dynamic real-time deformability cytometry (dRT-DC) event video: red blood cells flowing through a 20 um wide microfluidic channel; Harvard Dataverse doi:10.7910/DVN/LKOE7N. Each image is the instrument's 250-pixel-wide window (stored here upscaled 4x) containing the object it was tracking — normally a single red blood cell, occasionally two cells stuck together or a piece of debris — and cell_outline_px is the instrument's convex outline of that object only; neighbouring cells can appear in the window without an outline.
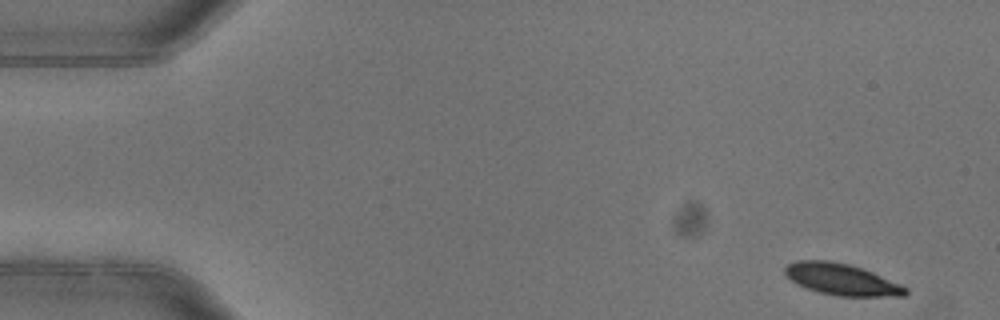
{"species": "common noctule bat (a hibernating species)", "species_latin": "Nyctalus noctula", "temperature_condition": "warm", "stored_images_in_passage": 4, "camera_frame_rate_fps": 3000, "um_per_image_px": 0.085, "animal": {"sex": "female"}, "frame": {"image": 1, "passage_image": 1, "time_ms": 0.0, "image_size_px": [1000, 320], "cell_outline_px": [[908, 292], [904, 296], [836, 296], [820, 292], [796, 284], [784, 276], [784, 268], [788, 264], [796, 260], [828, 260], [848, 264], [872, 272], [900, 284], [908, 288]], "centroid_in_image_um": [71.5, 23.75], "position_along_channel_um": 13.5, "area_um2": 22.08}}